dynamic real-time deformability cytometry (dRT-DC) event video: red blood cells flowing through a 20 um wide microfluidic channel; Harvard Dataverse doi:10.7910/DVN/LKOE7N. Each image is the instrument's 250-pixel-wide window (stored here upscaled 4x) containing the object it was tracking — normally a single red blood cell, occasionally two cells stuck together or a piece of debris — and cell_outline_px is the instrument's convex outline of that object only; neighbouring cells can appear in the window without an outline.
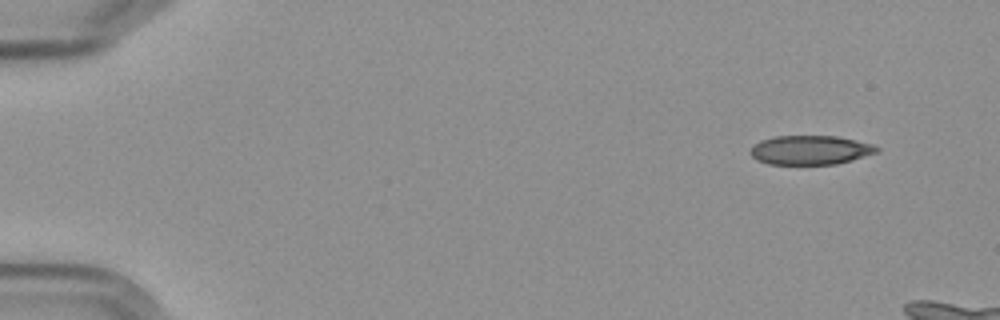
{"species": "Egyptian fruit bat (a non-hibernating species)", "species_latin": "Rousettus aegyptiacus", "temperature_condition": "cold", "stored_images_in_passage": 6, "segment_of_instrument_passage": [1, 2], "camera_frame_rate_fps": 3000, "um_per_image_px": 0.085, "frame": {"image": 1, "passage_image": 1, "time_ms": 0.0, "image_size_px": [1000, 320], "cell_outline_px": [[880, 152], [852, 160], [836, 164], [768, 164], [756, 160], [748, 152], [752, 144], [760, 140], [772, 136], [836, 136], [872, 144], [880, 148]], "centroid_in_image_um": [68.84, 12.75], "position_along_channel_um": 16.2, "area_um2": 21.73}}
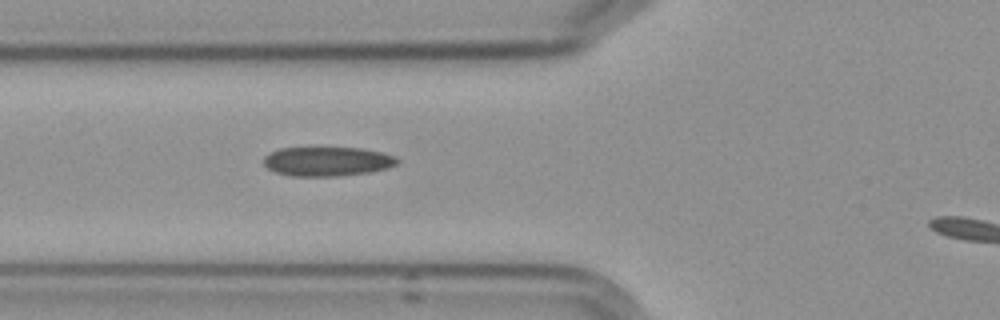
{"frame": {"image": 2, "passage_image": 5, "time_ms": 5.667, "image_size_px": [1000, 320], "cell_outline_px": [[400, 160], [396, 164], [388, 168], [372, 172], [340, 176], [292, 176], [276, 172], [268, 168], [264, 164], [264, 156], [280, 148], [360, 148], [380, 152], [396, 156]], "centroid_in_image_um": [27.85, 13.73], "position_along_channel_um": 97.9, "area_um2": 22.77}}